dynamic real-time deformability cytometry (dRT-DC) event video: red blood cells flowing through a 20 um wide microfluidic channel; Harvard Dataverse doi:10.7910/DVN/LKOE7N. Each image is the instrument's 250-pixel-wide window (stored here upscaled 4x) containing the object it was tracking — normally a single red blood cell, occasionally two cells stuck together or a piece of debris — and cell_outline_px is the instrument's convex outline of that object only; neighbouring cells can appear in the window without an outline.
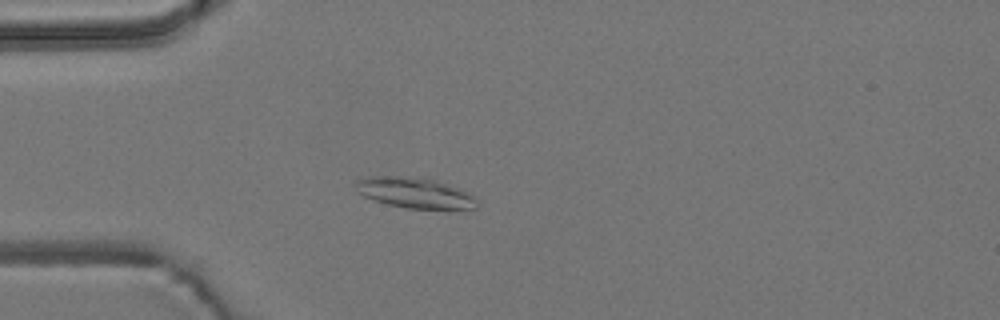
{"species": "common noctule bat (a hibernating species)", "species_latin": "Nyctalus noctula", "temperature_condition": "room temperature", "stored_images_in_passage": 52, "camera_frame_rate_fps": 3000, "um_per_image_px": 0.085, "animal": {"sex": "male", "body_mass_g": 19.2, "forearm_length_mm": 51.8}, "frame": {"image": 1, "passage_image": 12, "time_ms": 3.667, "image_size_px": [1000, 320], "cell_outline_px": [[476, 208], [408, 208], [388, 204], [364, 196], [356, 192], [356, 180], [372, 176], [396, 176], [432, 180], [456, 188], [472, 196], [476, 200]], "centroid_in_image_um": [35.16, 16.39], "position_along_channel_um": 49.8, "area_um2": 20.63}}
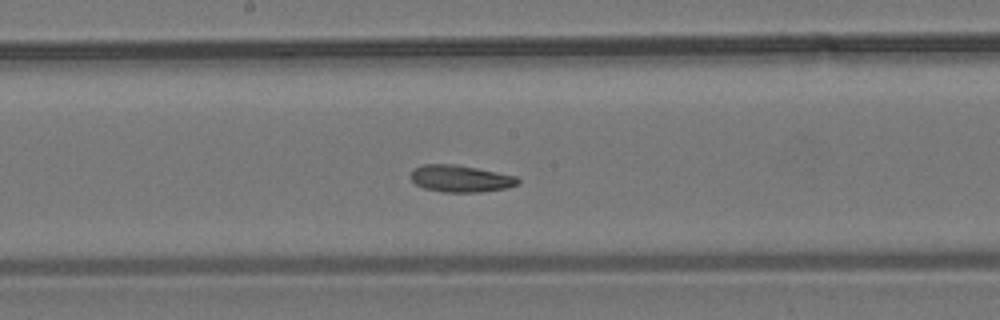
{"frame": {"image": 2, "passage_image": 26, "time_ms": 8.333, "image_size_px": [1000, 320], "cell_outline_px": [[520, 180], [516, 184], [508, 188], [480, 192], [444, 192], [424, 188], [416, 184], [412, 180], [412, 172], [416, 168], [424, 164], [456, 164], [516, 176]], "centroid_in_image_um": [39.16, 15.18], "position_along_channel_um": 209.0, "area_um2": 16.59}}
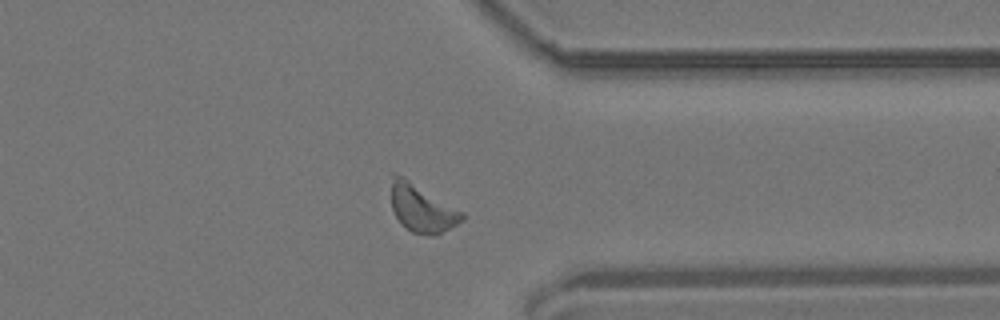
{"frame": {"image": 3, "passage_image": 40, "time_ms": 13.0, "image_size_px": [1000, 320], "cell_outline_px": [[464, 220], [440, 232], [428, 236], [412, 232], [396, 216], [392, 208], [392, 172], [408, 180], [464, 212]], "centroid_in_image_um": [35.88, 17.72], "position_along_channel_um": 375.5, "area_um2": 18.9}, "authors_computed_cell_mechanics": {"area_um2": 18.9006, "velocity_mm_per_s": 3.6795, "shape_relaxation_time_tau1_ms": null, "shape_relaxation_time_tau2_ms": 9.3646, "deformation_change_tau1": null, "deformation_change_tau2": 0.1845}}